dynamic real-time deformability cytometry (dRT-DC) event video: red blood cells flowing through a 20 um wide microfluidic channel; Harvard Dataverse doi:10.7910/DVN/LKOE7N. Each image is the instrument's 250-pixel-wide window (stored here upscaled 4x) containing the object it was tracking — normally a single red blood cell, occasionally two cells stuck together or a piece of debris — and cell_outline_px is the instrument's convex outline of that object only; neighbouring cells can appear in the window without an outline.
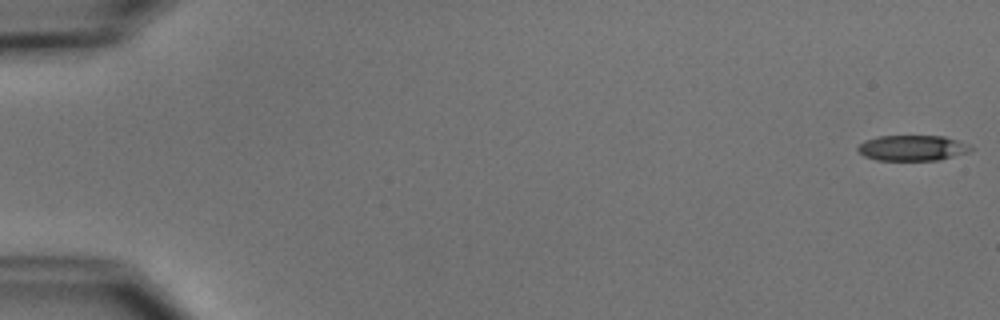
{"species": "common noctule bat (a hibernating species)", "species_latin": "Nyctalus noctula", "temperature_condition": "cold", "stored_images_in_passage": 54, "camera_frame_rate_fps": 3000, "um_per_image_px": 0.085, "animal": {"sex": "male", "body_mass_g": 15.6}, "frame": {"image": 1, "passage_image": 1, "time_ms": 0.0, "image_size_px": [1000, 320], "cell_outline_px": [[976, 148], [968, 152], [940, 160], [876, 160], [864, 156], [856, 148], [864, 140], [876, 136], [944, 136], [956, 140]], "centroid_in_image_um": [77.54, 12.58], "position_along_channel_um": 7.5, "area_um2": 16.82}}
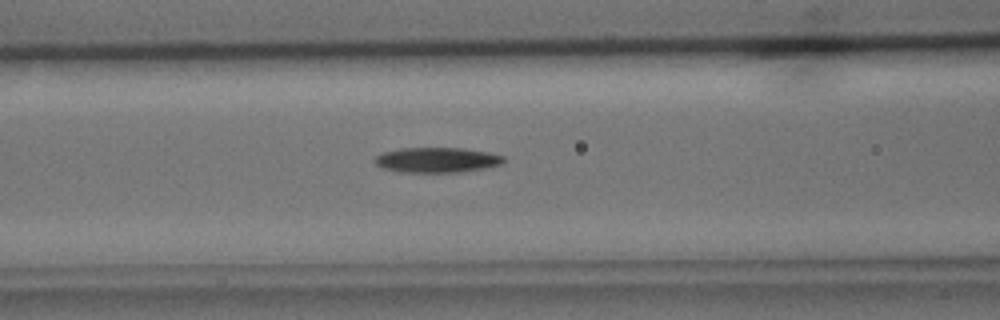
{"frame": {"image": 2, "passage_image": 23, "time_ms": 7.333, "image_size_px": [1000, 320], "cell_outline_px": [[504, 160], [500, 164], [484, 168], [460, 172], [396, 172], [380, 168], [372, 160], [376, 156], [384, 152], [400, 148], [464, 148], [488, 152], [504, 156]], "centroid_in_image_um": [37.08, 13.6], "position_along_channel_um": 129.5, "area_um2": 18.96}}
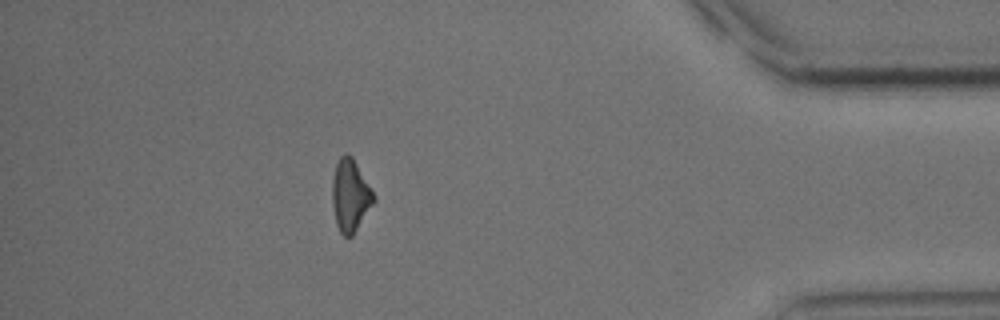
{"frame": {"image": 3, "passage_image": 48, "time_ms": 15.667, "image_size_px": [1000, 320], "cell_outline_px": [[376, 200], [352, 236], [344, 236], [340, 232], [336, 224], [332, 204], [332, 180], [336, 164], [340, 156], [344, 152], [348, 152], [352, 156], [376, 196]], "centroid_in_image_um": [29.77, 16.59], "position_along_channel_um": 405.4, "area_um2": 17.57}, "authors_computed_cell_mechanics": {"area_um2": 18.0914, "velocity_mm_per_s": 3.7816, "shape_relaxation_time_tau1_ms": 4.636, "shape_relaxation_time_tau2_ms": null, "deformation_change_tau1": 0.1338, "deformation_change_tau2": null}}